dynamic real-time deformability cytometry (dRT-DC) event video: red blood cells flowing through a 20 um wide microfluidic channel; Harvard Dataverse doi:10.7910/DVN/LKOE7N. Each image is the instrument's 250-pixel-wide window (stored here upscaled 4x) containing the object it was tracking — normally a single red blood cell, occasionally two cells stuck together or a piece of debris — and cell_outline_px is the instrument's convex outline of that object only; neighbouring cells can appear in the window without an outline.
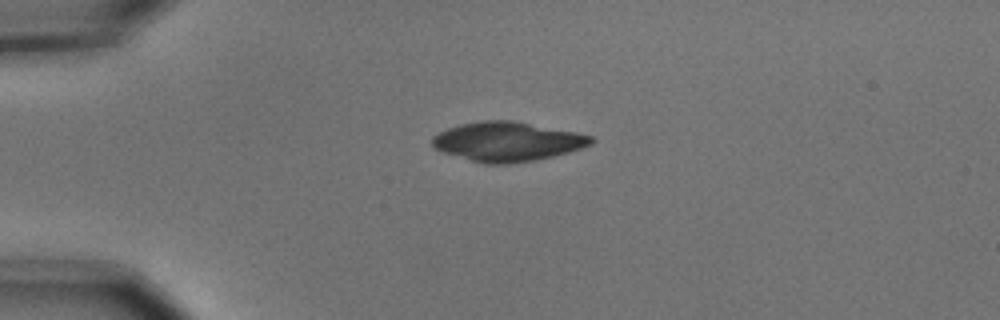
{"species": "common noctule bat (a hibernating species)", "species_latin": "Nyctalus noctula", "temperature_condition": "cold", "stored_images_in_passage": 2, "camera_frame_rate_fps": 3000, "um_per_image_px": 0.085, "animal": {"sex": "male", "body_mass_g": 15.6}, "frame": {"image": 1, "passage_image": 1, "time_ms": 0.0, "image_size_px": [1000, 320], "cell_outline_px": [[596, 140], [592, 144], [568, 152], [552, 156], [532, 160], [508, 164], [484, 164], [444, 152], [436, 148], [432, 144], [432, 136], [448, 128], [460, 124], [480, 120], [512, 120], [576, 132], [592, 136]], "centroid_in_image_um": [43.13, 12.02], "position_along_channel_um": 41.9, "area_um2": 36.18}}